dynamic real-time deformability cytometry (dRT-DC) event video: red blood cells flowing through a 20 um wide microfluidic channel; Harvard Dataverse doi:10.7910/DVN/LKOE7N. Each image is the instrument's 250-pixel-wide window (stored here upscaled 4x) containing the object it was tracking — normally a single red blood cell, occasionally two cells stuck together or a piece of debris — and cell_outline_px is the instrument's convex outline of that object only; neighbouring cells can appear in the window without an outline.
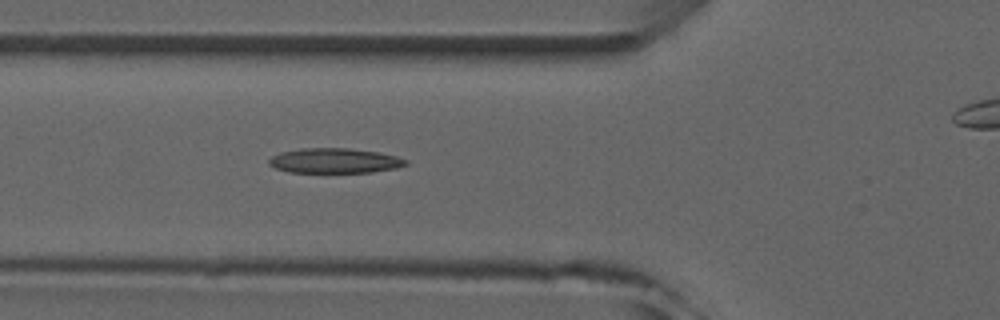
{"species": "common noctule bat (a hibernating species)", "species_latin": "Nyctalus noctula", "temperature_condition": "room temperature", "stored_images_in_passage": 5, "camera_frame_rate_fps": 3000, "um_per_image_px": 0.085, "animal": {"sex": "male", "forearm_length_mm": 52.5}, "frame": {"image": 1, "passage_image": 5, "time_ms": 5.333, "image_size_px": [1000, 320], "cell_outline_px": [[408, 164], [396, 168], [372, 172], [288, 172], [276, 168], [268, 164], [268, 160], [272, 156], [280, 152], [300, 148], [348, 148], [376, 152], [396, 156], [408, 160]], "centroid_in_image_um": [28.42, 13.66], "position_along_channel_um": 97.4, "area_um2": 19.83}}